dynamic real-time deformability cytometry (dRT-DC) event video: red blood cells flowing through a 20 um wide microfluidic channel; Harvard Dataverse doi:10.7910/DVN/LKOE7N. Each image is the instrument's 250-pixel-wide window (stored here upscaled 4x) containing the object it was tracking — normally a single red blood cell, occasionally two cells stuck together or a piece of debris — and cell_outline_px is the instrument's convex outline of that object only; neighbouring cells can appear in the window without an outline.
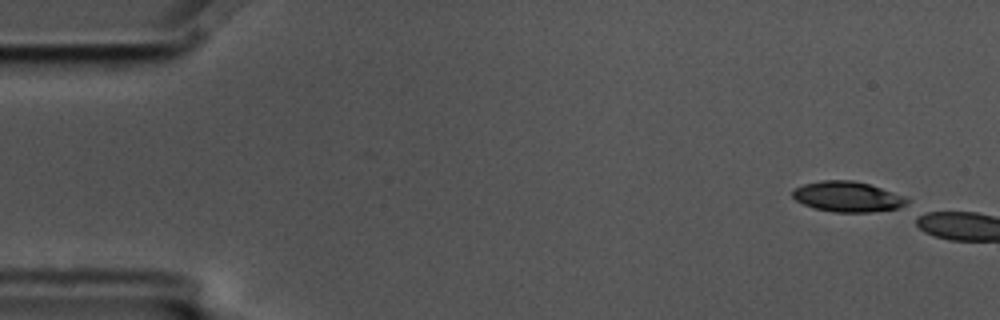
{"species": "common noctule bat (a hibernating species)", "species_latin": "Nyctalus noctula", "temperature_condition": "cold", "stored_images_in_passage": 3, "camera_frame_rate_fps": 3000, "um_per_image_px": 0.085, "animal": {"sex": "male", "body_mass_g": 17.5, "forearm_length_mm": 52.3}, "frame": {"image": 1, "passage_image": 1, "time_ms": 0.0, "image_size_px": [1000, 320], "cell_outline_px": [[908, 208], [872, 212], [832, 212], [816, 208], [804, 204], [796, 200], [792, 196], [792, 192], [796, 188], [804, 184], [820, 180], [852, 180], [868, 184], [904, 196], [908, 200]], "centroid_in_image_um": [72.1, 16.73], "position_along_channel_um": 12.9, "area_um2": 20.35}}